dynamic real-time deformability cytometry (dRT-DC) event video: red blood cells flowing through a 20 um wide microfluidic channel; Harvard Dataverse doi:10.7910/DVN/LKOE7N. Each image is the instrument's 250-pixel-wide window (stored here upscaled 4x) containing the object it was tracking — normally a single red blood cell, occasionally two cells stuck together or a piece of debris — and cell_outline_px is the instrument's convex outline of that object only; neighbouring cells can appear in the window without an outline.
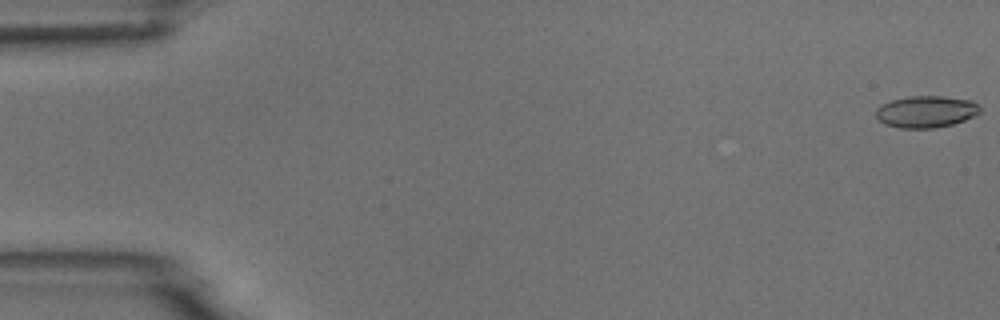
{"species": "common noctule bat (a hibernating species)", "species_latin": "Nyctalus noctula", "temperature_condition": "room temperature", "stored_images_in_passage": 4, "segment_of_instrument_passage": [1, 2], "camera_frame_rate_fps": 3000, "um_per_image_px": 0.085, "animal": {"sex": "male", "body_mass_g": 18.8}, "frame": {"image": 1, "passage_image": 1, "time_ms": 0.0, "image_size_px": [1000, 320], "cell_outline_px": [[980, 112], [976, 116], [952, 124], [936, 128], [900, 128], [884, 124], [876, 116], [876, 108], [880, 104], [892, 100], [908, 96], [944, 96], [972, 100], [980, 108]], "centroid_in_image_um": [78.71, 9.49], "position_along_channel_um": 6.3, "area_um2": 19.42}}